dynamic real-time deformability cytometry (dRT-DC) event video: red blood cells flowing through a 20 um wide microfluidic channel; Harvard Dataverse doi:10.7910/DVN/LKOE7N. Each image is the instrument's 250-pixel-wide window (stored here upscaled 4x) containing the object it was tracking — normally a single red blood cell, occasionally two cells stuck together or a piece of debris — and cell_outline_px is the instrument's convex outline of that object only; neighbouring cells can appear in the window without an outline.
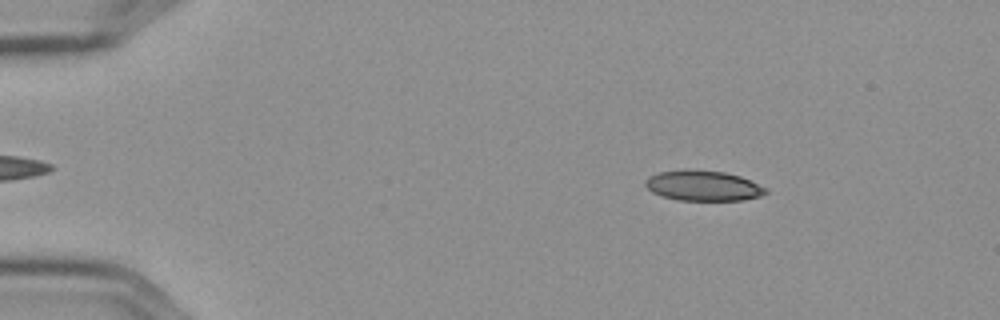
{"species": "Egyptian fruit bat (a non-hibernating species)", "species_latin": "Rousettus aegyptiacus", "temperature_condition": "cold", "stored_images_in_passage": 56, "camera_frame_rate_fps": 3000, "um_per_image_px": 0.085, "frame": {"image": 1, "passage_image": 8, "time_ms": 2.333, "image_size_px": [1000, 320], "cell_outline_px": [[768, 192], [760, 196], [744, 200], [680, 200], [664, 196], [652, 192], [644, 184], [644, 180], [648, 176], [660, 172], [724, 172], [740, 176], [768, 188]], "centroid_in_image_um": [59.82, 15.82], "position_along_channel_um": 25.2, "area_um2": 20.46}}
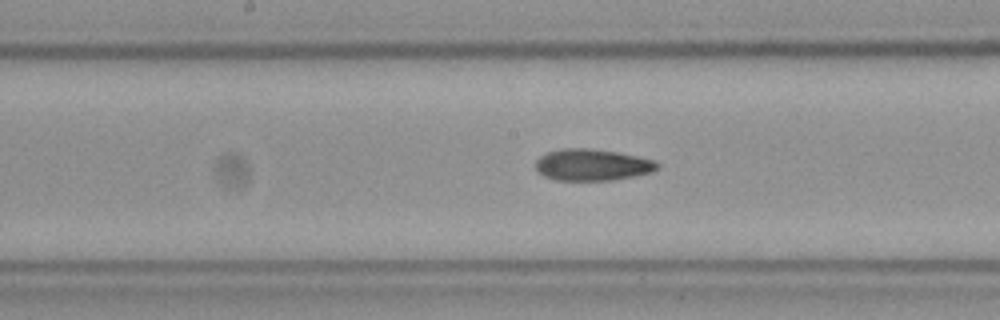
{"frame": {"image": 2, "passage_image": 29, "time_ms": 9.333, "image_size_px": [1000, 320], "cell_outline_px": [[660, 164], [652, 172], [612, 180], [556, 180], [544, 176], [536, 168], [536, 160], [540, 156], [548, 152], [560, 148], [588, 148], [616, 152], [636, 156], [652, 160]], "centroid_in_image_um": [50.3, 14.01], "position_along_channel_um": 197.9, "area_um2": 22.14}}
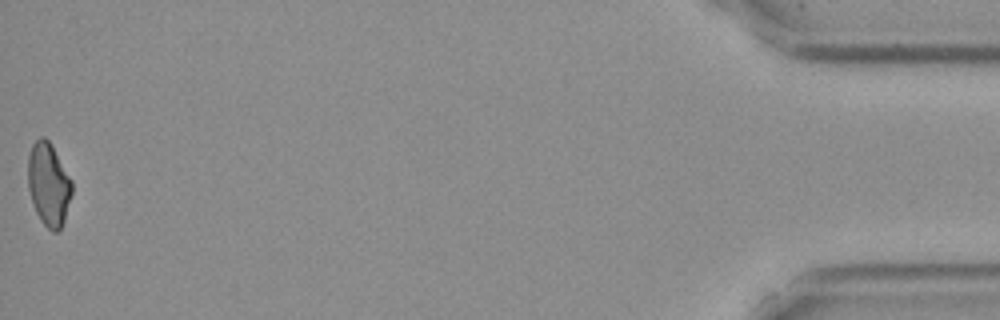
{"frame": {"image": 3, "passage_image": 56, "time_ms": 18.333, "image_size_px": [1000, 320], "cell_outline_px": [[72, 192], [64, 220], [60, 228], [56, 232], [52, 232], [40, 220], [36, 212], [28, 188], [28, 156], [32, 144], [40, 136], [44, 136], [48, 140], [72, 180]], "centroid_in_image_um": [4.12, 15.66], "position_along_channel_um": 431.1, "area_um2": 21.04}, "authors_computed_cell_mechanics": {"area_um2": 21.964, "velocity_mm_per_s": 3.5971, "shape_relaxation_time_tau1_ms": 9.3676, "shape_relaxation_time_tau2_ms": 5.1338, "deformation_change_tau1": 0.184, "deformation_change_tau2": 0.1186}}